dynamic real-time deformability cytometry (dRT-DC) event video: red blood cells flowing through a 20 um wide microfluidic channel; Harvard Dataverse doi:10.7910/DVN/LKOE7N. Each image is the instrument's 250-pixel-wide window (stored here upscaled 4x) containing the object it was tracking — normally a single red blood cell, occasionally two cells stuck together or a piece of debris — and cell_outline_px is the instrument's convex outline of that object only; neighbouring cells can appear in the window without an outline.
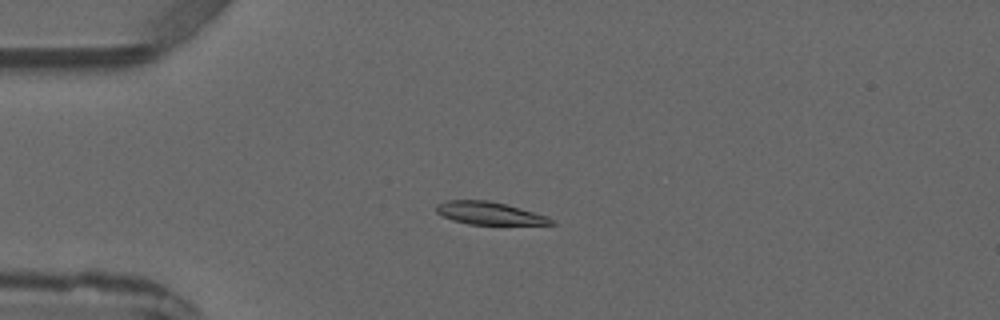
{"species": "common noctule bat (a hibernating species)", "species_latin": "Nyctalus noctula", "temperature_condition": "warm", "stored_images_in_passage": 2, "camera_frame_rate_fps": 3000, "um_per_image_px": 0.085, "animal": {"sex": "male", "forearm_length_mm": 52.5}, "frame": {"image": 1, "passage_image": 1, "time_ms": 0.0, "image_size_px": [1000, 320], "cell_outline_px": [[556, 224], [468, 224], [452, 220], [436, 212], [436, 204], [448, 200], [488, 200], [520, 208], [548, 216], [556, 220]], "centroid_in_image_um": [41.6, 18.12], "position_along_channel_um": 43.4, "area_um2": 15.09}}